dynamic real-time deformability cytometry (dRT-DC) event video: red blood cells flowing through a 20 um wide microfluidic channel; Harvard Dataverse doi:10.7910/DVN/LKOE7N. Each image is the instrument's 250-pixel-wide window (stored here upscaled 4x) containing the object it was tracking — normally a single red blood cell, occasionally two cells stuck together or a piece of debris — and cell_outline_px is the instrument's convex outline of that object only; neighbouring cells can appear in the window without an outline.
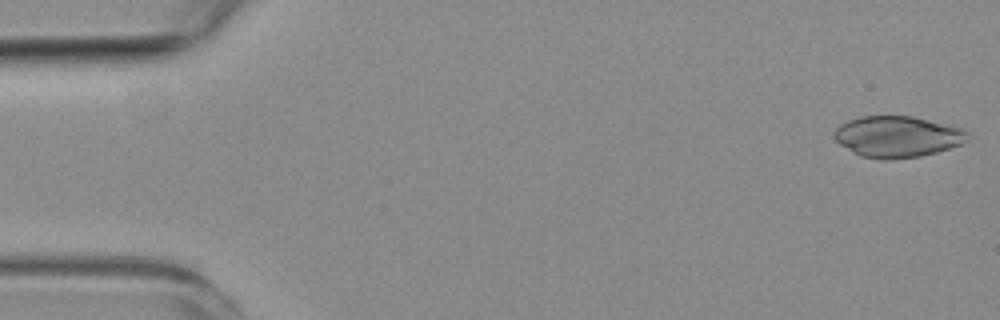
{"species": "common noctule bat (a hibernating species)", "species_latin": "Nyctalus noctula", "temperature_condition": "room temperature", "stored_images_in_passage": 5, "camera_frame_rate_fps": 3000, "um_per_image_px": 0.085, "animal": {"sex": "female", "body_mass_g": 19.3, "forearm_length_mm": 54.1}, "frame": {"image": 1, "passage_image": 1, "time_ms": 0.0, "image_size_px": [1000, 320], "cell_outline_px": [[968, 140], [960, 144], [936, 152], [920, 156], [888, 160], [884, 160], [860, 156], [852, 152], [840, 144], [832, 136], [836, 128], [840, 124], [848, 120], [860, 116], [912, 116], [964, 128], [968, 132]], "centroid_in_image_um": [76.26, 11.61], "position_along_channel_um": 8.7, "area_um2": 32.14}}